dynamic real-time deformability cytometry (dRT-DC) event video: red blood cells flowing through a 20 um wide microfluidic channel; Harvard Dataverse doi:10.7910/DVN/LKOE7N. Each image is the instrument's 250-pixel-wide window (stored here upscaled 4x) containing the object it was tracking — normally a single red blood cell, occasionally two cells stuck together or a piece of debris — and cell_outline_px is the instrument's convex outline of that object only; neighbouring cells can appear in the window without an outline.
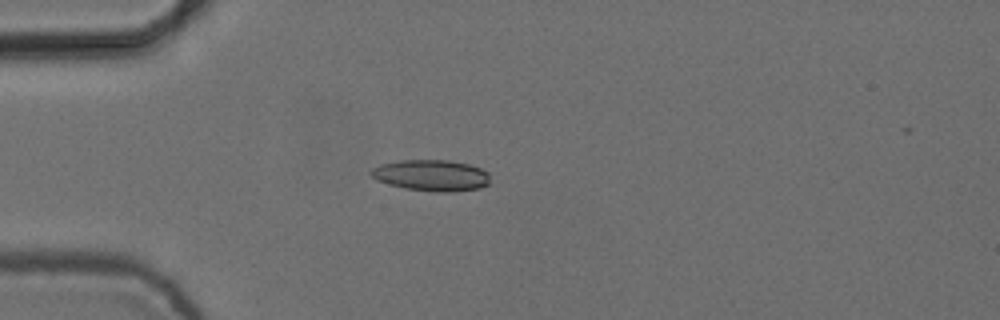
{"species": "common noctule bat (a hibernating species)", "species_latin": "Nyctalus noctula", "temperature_condition": "cold", "stored_images_in_passage": 6, "camera_frame_rate_fps": 3000, "um_per_image_px": 0.085, "animal": {"sex": "female", "body_mass_g": 24.6, "forearm_length_mm": 56.2}, "frame": {"image": 1, "passage_image": 5, "time_ms": 1.333, "image_size_px": [1000, 320], "cell_outline_px": [[488, 184], [480, 188], [452, 192], [436, 192], [404, 188], [388, 184], [376, 180], [368, 172], [372, 168], [380, 164], [400, 160], [448, 160], [468, 164], [480, 168], [488, 172]], "centroid_in_image_um": [36.63, 14.91], "position_along_channel_um": 48.4, "area_um2": 21.73}}